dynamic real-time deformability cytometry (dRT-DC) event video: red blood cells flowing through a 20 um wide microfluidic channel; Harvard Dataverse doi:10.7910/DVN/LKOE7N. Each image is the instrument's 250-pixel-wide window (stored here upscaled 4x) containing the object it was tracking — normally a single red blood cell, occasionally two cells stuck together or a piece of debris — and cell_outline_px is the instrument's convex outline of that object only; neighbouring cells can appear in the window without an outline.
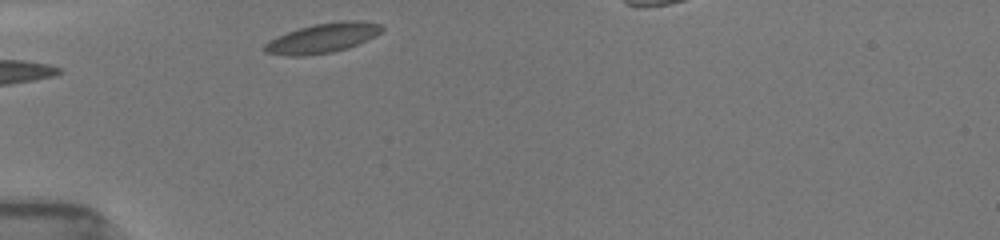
{"species": "common noctule bat (a hibernating species)", "species_latin": "Nyctalus noctula", "temperature_condition": "room temperature", "stored_images_in_passage": 7, "camera_frame_rate_fps": 3000, "um_per_image_px": 0.085, "animal": {"sex": "female", "body_mass_g": 19.5, "forearm_length_mm": 54.1}, "frame": {"image": 1, "passage_image": 1, "time_ms": 0.0, "image_size_px": [1000, 240], "cell_outline_px": [[384, 28], [376, 36], [348, 48], [332, 52], [304, 56], [292, 56], [264, 52], [260, 48], [268, 40], [288, 32], [312, 24], [340, 20], [356, 20], [380, 24]], "centroid_in_image_um": [27.4, 3.23], "position_along_channel_um": 57.6, "area_um2": 20.35}}
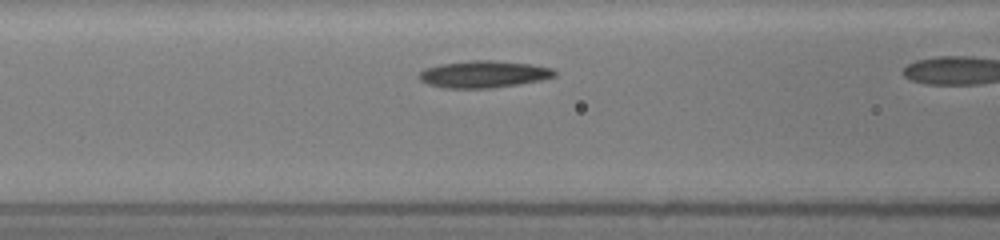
{"frame": {"image": 2, "passage_image": 5, "time_ms": 1.0, "image_size_px": [1000, 240], "cell_outline_px": [[556, 76], [540, 80], [492, 88], [444, 88], [428, 84], [420, 80], [416, 76], [424, 68], [440, 64], [472, 60], [496, 60], [532, 64], [552, 68], [556, 72]], "centroid_in_image_um": [41.08, 6.3], "position_along_channel_um": 125.5, "area_um2": 21.39}}